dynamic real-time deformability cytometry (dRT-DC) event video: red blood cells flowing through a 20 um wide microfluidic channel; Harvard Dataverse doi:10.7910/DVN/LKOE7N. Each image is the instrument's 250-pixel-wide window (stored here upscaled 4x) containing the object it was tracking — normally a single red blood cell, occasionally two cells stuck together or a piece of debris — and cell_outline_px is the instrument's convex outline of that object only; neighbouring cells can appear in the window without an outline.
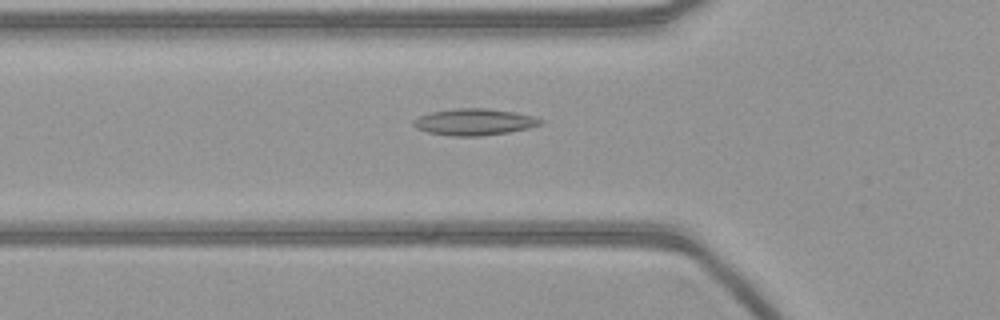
{"species": "common noctule bat (a hibernating species)", "species_latin": "Nyctalus noctula", "temperature_condition": "warm", "stored_images_in_passage": 45, "camera_frame_rate_fps": 3000, "um_per_image_px": 0.085, "animal": {"sex": "female", "body_mass_g": 21.9}, "frame": {"image": 1, "passage_image": 13, "time_ms": 4.0, "image_size_px": [1000, 320], "cell_outline_px": [[544, 124], [528, 128], [508, 132], [480, 136], [452, 136], [428, 132], [416, 128], [412, 124], [412, 120], [420, 116], [432, 112], [460, 108], [484, 108], [512, 112], [532, 116], [544, 120]], "centroid_in_image_um": [40.31, 10.37], "position_along_channel_um": 85.5, "area_um2": 19.48}}
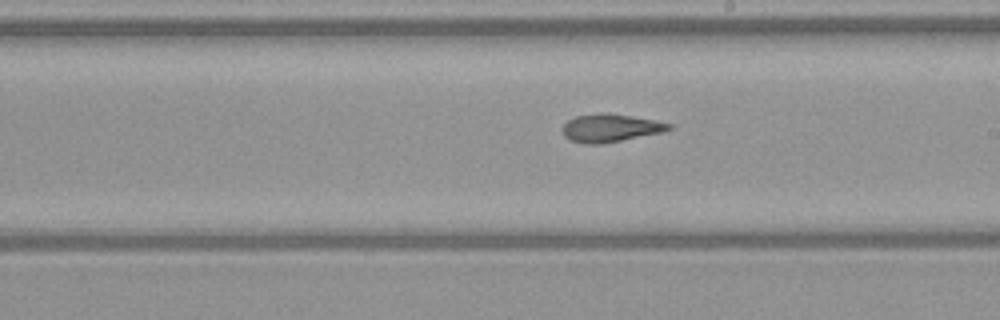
{"frame": {"image": 2, "passage_image": 25, "time_ms": 8.0, "image_size_px": [1000, 320], "cell_outline_px": [[672, 128], [664, 132], [600, 144], [584, 144], [572, 140], [564, 136], [564, 124], [568, 120], [576, 116], [600, 112], [608, 112], [656, 120], [672, 124]], "centroid_in_image_um": [51.91, 10.86], "position_along_channel_um": 237.1, "area_um2": 17.34}}
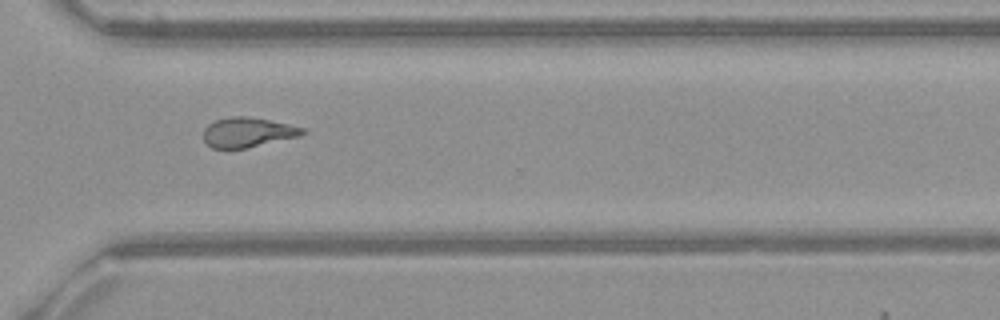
{"frame": {"image": 3, "passage_image": 34, "time_ms": 11.0, "image_size_px": [1000, 320], "cell_outline_px": [[308, 132], [300, 136], [248, 148], [212, 148], [204, 140], [204, 128], [208, 124], [216, 120], [232, 116], [248, 116], [288, 124], [304, 128]], "centroid_in_image_um": [21.07, 11.25], "position_along_channel_um": 349.5, "area_um2": 17.17}}